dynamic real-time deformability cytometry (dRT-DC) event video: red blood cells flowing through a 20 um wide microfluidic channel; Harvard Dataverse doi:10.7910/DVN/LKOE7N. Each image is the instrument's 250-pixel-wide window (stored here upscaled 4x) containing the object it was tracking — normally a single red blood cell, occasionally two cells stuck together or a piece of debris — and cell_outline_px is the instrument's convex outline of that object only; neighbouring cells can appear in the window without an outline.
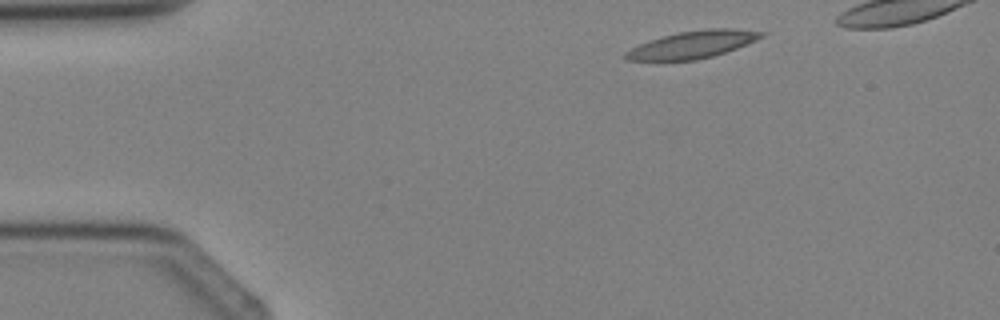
{"species": "Egyptian fruit bat (a non-hibernating species)", "species_latin": "Rousettus aegyptiacus", "temperature_condition": "cold", "stored_images_in_passage": 3, "camera_frame_rate_fps": 3000, "um_per_image_px": 0.085, "animal": {"sex": "female"}, "frame": {"image": 1, "passage_image": 1, "time_ms": 0.0, "image_size_px": [1000, 320], "cell_outline_px": [[768, 32], [764, 36], [756, 40], [736, 48], [712, 56], [696, 60], [628, 60], [624, 56], [624, 52], [648, 40], [660, 36], [676, 32], [708, 28], [732, 28]], "centroid_in_image_um": [58.88, 3.77], "position_along_channel_um": 26.1, "area_um2": 21.62}}